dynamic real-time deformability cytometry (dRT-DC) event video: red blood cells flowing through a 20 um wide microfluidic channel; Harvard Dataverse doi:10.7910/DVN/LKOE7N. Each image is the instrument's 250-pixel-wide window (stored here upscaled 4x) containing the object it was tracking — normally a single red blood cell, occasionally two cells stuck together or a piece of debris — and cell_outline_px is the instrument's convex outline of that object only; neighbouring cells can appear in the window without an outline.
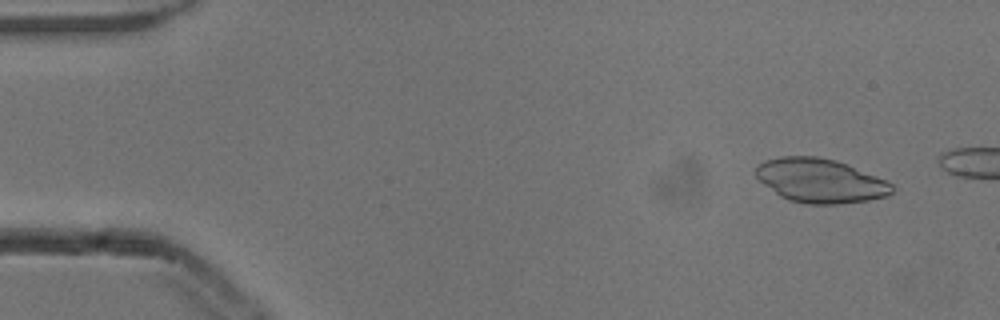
{"species": "common noctule bat (a hibernating species)", "species_latin": "Nyctalus noctula", "temperature_condition": "cold", "stored_images_in_passage": 9, "camera_frame_rate_fps": 3000, "um_per_image_px": 0.085, "animal": {"sex": "male", "body_mass_g": 13.3}, "frame": {"image": 1, "passage_image": 4, "time_ms": 1.0, "image_size_px": [1000, 320], "cell_outline_px": [[892, 192], [888, 196], [868, 200], [840, 204], [804, 204], [788, 200], [780, 196], [764, 184], [756, 176], [756, 164], [764, 160], [780, 156], [816, 156], [836, 160], [888, 180], [892, 184]], "centroid_in_image_um": [69.72, 15.35], "position_along_channel_um": 15.3, "area_um2": 35.14}}